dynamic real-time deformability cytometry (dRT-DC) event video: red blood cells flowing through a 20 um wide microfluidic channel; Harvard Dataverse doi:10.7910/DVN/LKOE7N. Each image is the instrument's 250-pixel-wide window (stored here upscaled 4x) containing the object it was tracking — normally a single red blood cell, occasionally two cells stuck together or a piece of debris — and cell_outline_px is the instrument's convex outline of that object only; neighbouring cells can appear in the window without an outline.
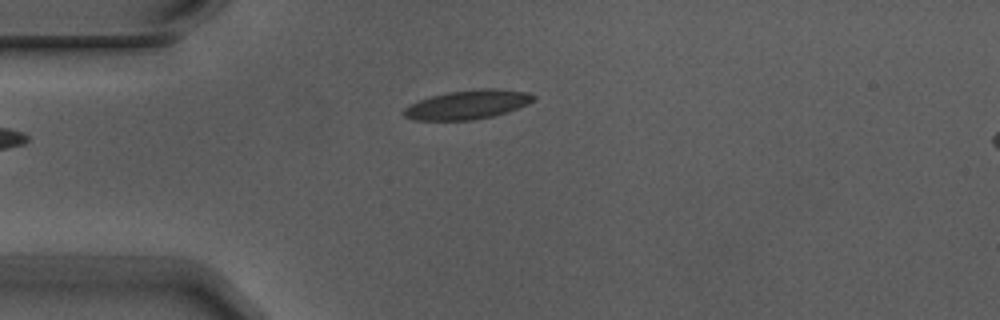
{"species": "Egyptian fruit bat (a non-hibernating species)", "species_latin": "Rousettus aegyptiacus", "temperature_condition": "warm", "stored_images_in_passage": 3, "camera_frame_rate_fps": 3000, "um_per_image_px": 0.085, "animal": {"sex": "male"}, "frame": {"image": 1, "passage_image": 1, "time_ms": 0.0, "image_size_px": [1000, 320], "cell_outline_px": [[536, 100], [528, 104], [492, 116], [472, 120], [412, 120], [404, 116], [404, 108], [408, 104], [432, 96], [448, 92], [480, 88], [492, 88], [528, 92], [536, 96]], "centroid_in_image_um": [39.74, 8.88], "position_along_channel_um": 45.3, "area_um2": 21.85}}
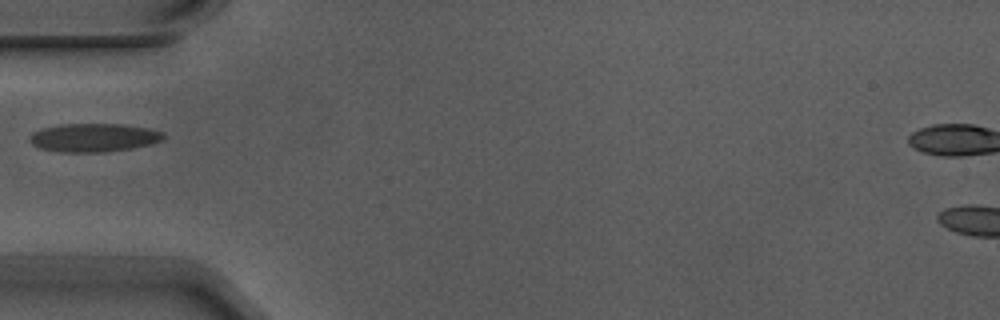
{"frame": {"image": 2, "passage_image": 2, "time_ms": 0.333, "image_size_px": [1000, 320], "cell_outline_px": [[164, 140], [132, 148], [100, 152], [60, 152], [40, 148], [32, 144], [28, 140], [32, 132], [40, 128], [60, 124], [120, 124], [148, 128], [164, 132]], "centroid_in_image_um": [7.93, 11.69], "position_along_channel_um": 77.1, "area_um2": 22.2}}